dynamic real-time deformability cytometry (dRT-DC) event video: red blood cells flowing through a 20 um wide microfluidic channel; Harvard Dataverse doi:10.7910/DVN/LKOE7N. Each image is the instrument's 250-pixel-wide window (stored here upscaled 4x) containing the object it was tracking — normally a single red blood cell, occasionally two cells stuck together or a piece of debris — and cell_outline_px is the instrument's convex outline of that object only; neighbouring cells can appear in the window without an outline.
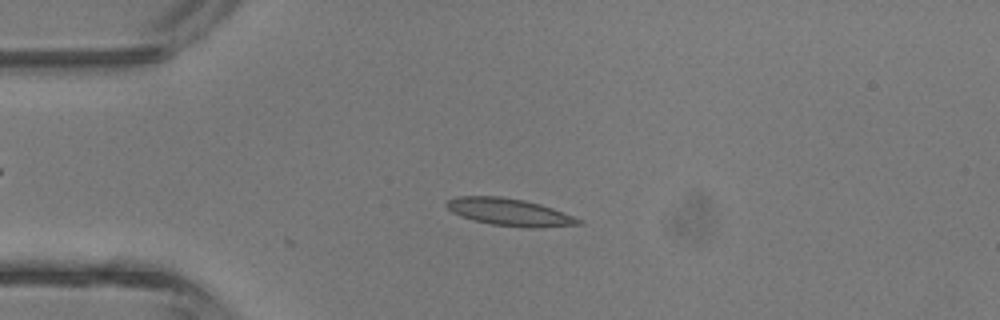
{"species": "common noctule bat (a hibernating species)", "species_latin": "Nyctalus noctula", "temperature_condition": "room temperature", "stored_images_in_passage": 10, "camera_frame_rate_fps": 3000, "um_per_image_px": 0.085, "animal": {"sex": "male", "body_mass_g": 13.3}, "frame": {"image": 1, "passage_image": 10, "time_ms": 3.0, "image_size_px": [1000, 320], "cell_outline_px": [[584, 224], [536, 228], [528, 228], [492, 224], [472, 220], [460, 216], [452, 212], [444, 204], [448, 200], [456, 196], [500, 196], [524, 200], [540, 204], [552, 208], [584, 220]], "centroid_in_image_um": [43.32, 18.03], "position_along_channel_um": 41.7, "area_um2": 21.1}}